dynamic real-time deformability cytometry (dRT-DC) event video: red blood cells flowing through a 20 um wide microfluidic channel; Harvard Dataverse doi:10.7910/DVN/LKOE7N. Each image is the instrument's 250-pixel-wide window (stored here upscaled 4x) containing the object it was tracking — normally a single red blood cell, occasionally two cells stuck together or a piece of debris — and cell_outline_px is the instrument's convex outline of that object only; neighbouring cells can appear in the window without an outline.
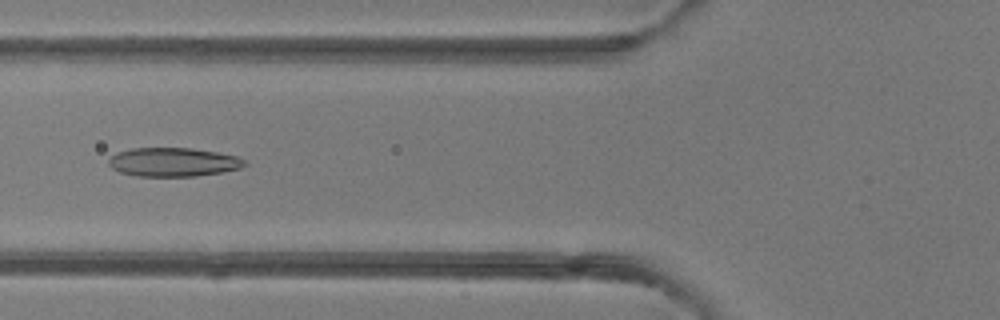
{"species": "common noctule bat (a hibernating species)", "species_latin": "Nyctalus noctula", "temperature_condition": "room temperature", "stored_images_in_passage": 49, "camera_frame_rate_fps": 3000, "um_per_image_px": 0.085, "animal": {"sex": "female"}, "frame": {"image": 1, "passage_image": 19, "time_ms": 6.0, "image_size_px": [1000, 320], "cell_outline_px": [[248, 164], [240, 168], [224, 172], [196, 176], [136, 176], [120, 172], [112, 168], [108, 164], [108, 160], [116, 152], [132, 148], [192, 148], [216, 152], [236, 156], [244, 160]], "centroid_in_image_um": [14.72, 13.78], "position_along_channel_um": 111.1, "area_um2": 22.89}}
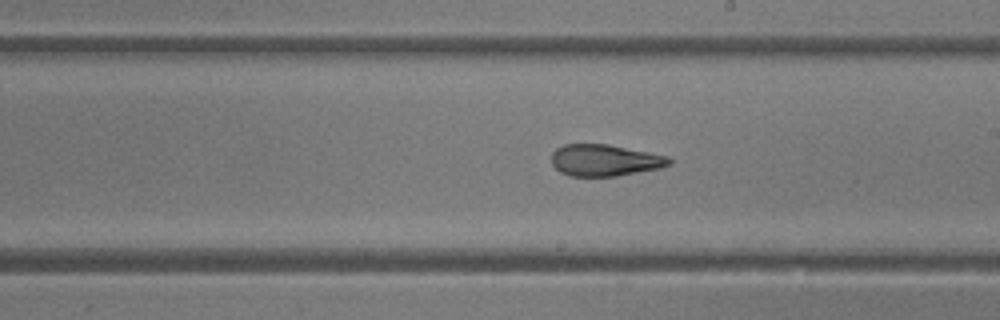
{"frame": {"image": 2, "passage_image": 28, "time_ms": 9.0, "image_size_px": [1000, 320], "cell_outline_px": [[672, 164], [660, 168], [616, 176], [568, 176], [560, 172], [552, 164], [552, 152], [556, 148], [564, 144], [608, 144], [668, 156], [672, 160]], "centroid_in_image_um": [51.4, 13.62], "position_along_channel_um": 237.6, "area_um2": 21.73}}
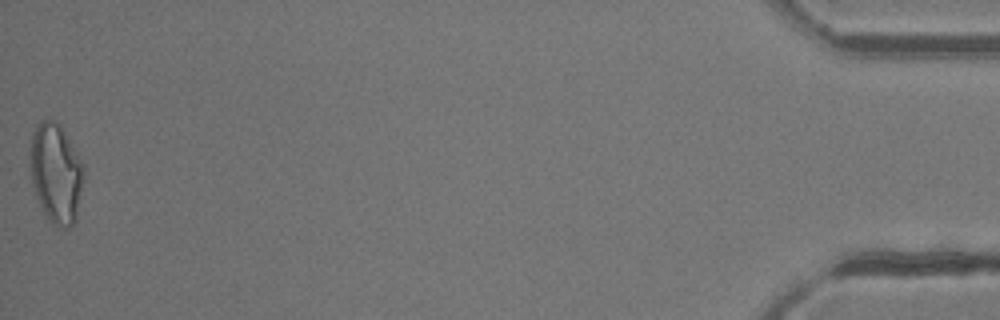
{"frame": {"image": 3, "passage_image": 49, "time_ms": 16.0, "image_size_px": [1000, 320], "cell_outline_px": [[84, 180], [76, 220], [68, 228], [60, 228], [52, 224], [44, 216], [36, 196], [32, 184], [28, 164], [32, 132], [36, 124], [40, 120], [56, 120], [60, 124], [84, 164]], "centroid_in_image_um": [4.74, 14.73], "position_along_channel_um": 430.5, "area_um2": 32.02}, "authors_computed_cell_mechanics": {"area_um2": 24.1604, "velocity_mm_per_s": 4.2045, "shape_relaxation_time_tau1_ms": null, "shape_relaxation_time_tau2_ms": 1.6985, "deformation_change_tau1": null, "deformation_change_tau2": 0.0986}}